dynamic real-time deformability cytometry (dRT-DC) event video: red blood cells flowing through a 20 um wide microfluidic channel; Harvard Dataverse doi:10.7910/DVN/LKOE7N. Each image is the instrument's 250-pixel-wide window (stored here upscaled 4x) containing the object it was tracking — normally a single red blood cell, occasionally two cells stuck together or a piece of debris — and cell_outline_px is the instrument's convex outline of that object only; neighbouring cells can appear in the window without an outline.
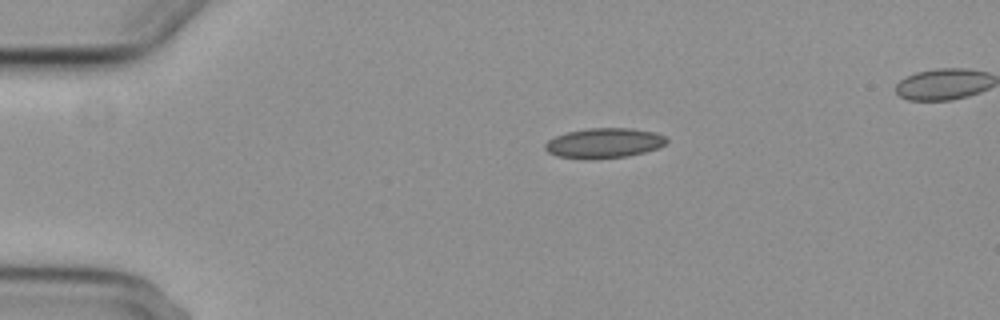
{"species": "common noctule bat (a hibernating species)", "species_latin": "Nyctalus noctula", "temperature_condition": "cold", "stored_images_in_passage": 3, "camera_frame_rate_fps": 3000, "um_per_image_px": 0.085, "animal": {"sex": "female", "body_mass_g": 29.2, "forearm_length_mm": 56.3}, "frame": {"image": 1, "passage_image": 1, "time_ms": 0.0, "image_size_px": [1000, 320], "cell_outline_px": [[668, 140], [664, 144], [656, 148], [644, 152], [628, 156], [588, 160], [584, 160], [556, 156], [548, 152], [544, 148], [544, 144], [548, 140], [556, 136], [568, 132], [588, 128], [632, 128], [656, 132], [664, 136]], "centroid_in_image_um": [51.31, 12.17], "position_along_channel_um": 33.7, "area_um2": 21.39}}